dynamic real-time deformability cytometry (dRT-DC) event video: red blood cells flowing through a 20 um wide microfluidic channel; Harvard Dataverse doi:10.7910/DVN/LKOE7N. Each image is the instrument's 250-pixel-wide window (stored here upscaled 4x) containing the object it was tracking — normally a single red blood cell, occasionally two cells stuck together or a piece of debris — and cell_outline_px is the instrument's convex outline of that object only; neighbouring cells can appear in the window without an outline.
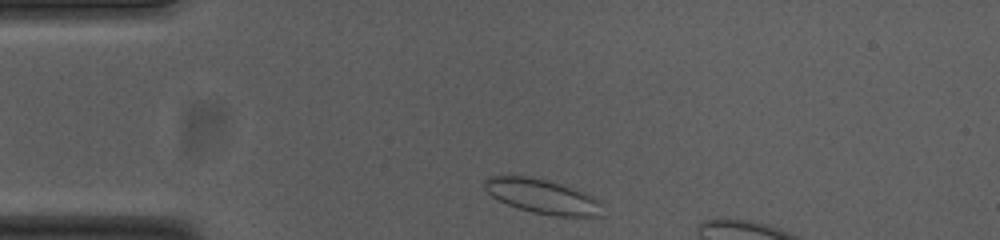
{"species": "common noctule bat (a hibernating species)", "species_latin": "Nyctalus noctula", "temperature_condition": "cold", "stored_images_in_passage": 9, "camera_frame_rate_fps": 3000, "um_per_image_px": 0.085, "animal": {"sex": "female", "body_mass_g": 23.0, "forearm_length_mm": 53.4}, "frame": {"image": 1, "passage_image": 1, "time_ms": 0.0, "image_size_px": [1000, 240], "cell_outline_px": [[604, 216], [552, 216], [532, 212], [508, 204], [492, 196], [484, 188], [484, 180], [488, 176], [528, 176], [548, 180], [572, 188], [592, 196], [600, 204]], "centroid_in_image_um": [46.09, 16.69], "position_along_channel_um": 38.9, "area_um2": 23.35}}
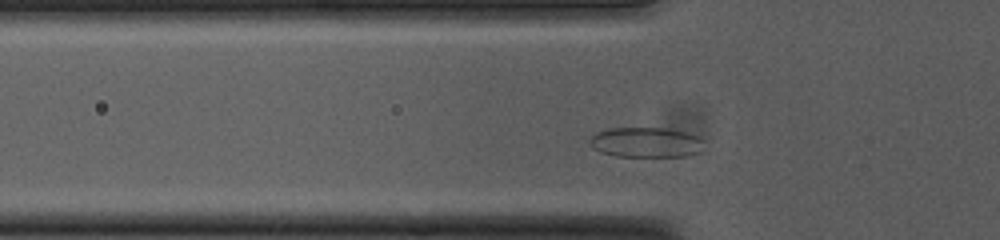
{"frame": {"image": 2, "passage_image": 6, "time_ms": 1.667, "image_size_px": [1000, 240], "cell_outline_px": [[704, 140], [700, 152], [684, 156], [616, 156], [600, 152], [592, 148], [588, 144], [588, 140], [596, 132], [608, 128], [664, 128], [684, 132], [696, 136]], "centroid_in_image_um": [54.85, 12.1], "position_along_channel_um": 71.0, "area_um2": 20.06}}